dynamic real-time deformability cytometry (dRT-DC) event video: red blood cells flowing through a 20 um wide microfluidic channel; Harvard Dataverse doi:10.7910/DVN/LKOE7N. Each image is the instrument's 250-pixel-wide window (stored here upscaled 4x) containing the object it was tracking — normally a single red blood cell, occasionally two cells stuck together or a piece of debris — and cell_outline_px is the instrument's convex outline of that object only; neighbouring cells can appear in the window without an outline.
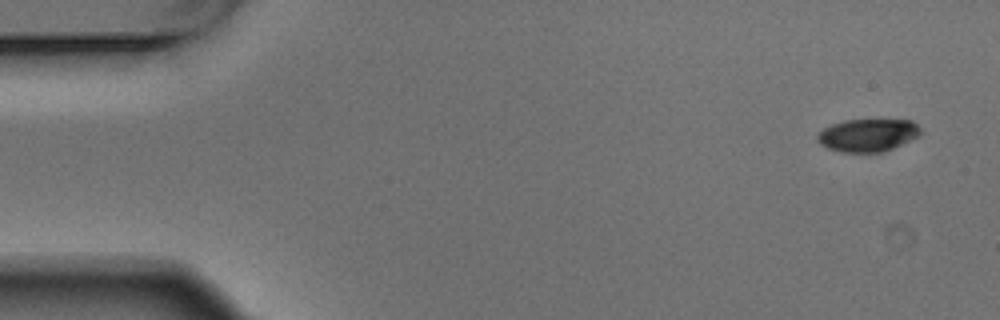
{"species": "Egyptian fruit bat (a non-hibernating species)", "species_latin": "Rousettus aegyptiacus", "temperature_condition": "warm", "stored_images_in_passage": 4, "camera_frame_rate_fps": 3000, "um_per_image_px": 0.085, "animal": {"sex": "male"}, "frame": {"image": 1, "passage_image": 1, "time_ms": 0.0, "image_size_px": [1000, 320], "cell_outline_px": [[924, 132], [920, 136], [892, 148], [880, 152], [840, 152], [828, 148], [820, 144], [816, 140], [816, 136], [824, 128], [832, 124], [844, 120], [912, 120]], "centroid_in_image_um": [73.77, 11.49], "position_along_channel_um": 11.2, "area_um2": 19.71}}
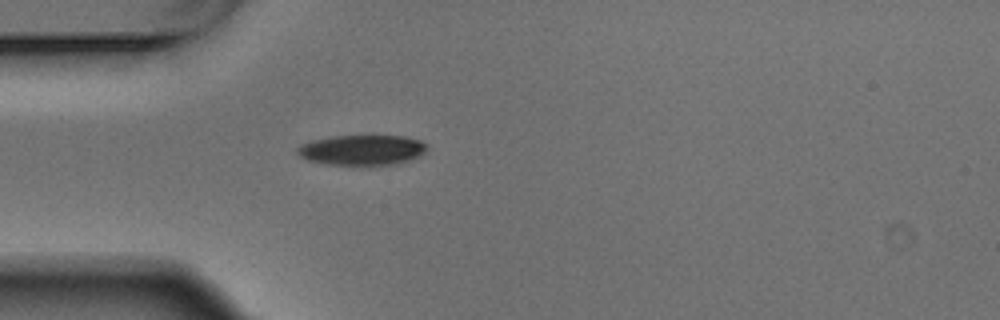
{"frame": {"image": 2, "passage_image": 4, "time_ms": 1.0, "image_size_px": [1000, 320], "cell_outline_px": [[428, 148], [420, 156], [396, 164], [324, 164], [308, 160], [300, 156], [296, 152], [296, 148], [300, 144], [312, 140], [332, 136], [372, 132], [404, 136], [420, 140], [428, 144]], "centroid_in_image_um": [30.79, 12.68], "position_along_channel_um": 54.2, "area_um2": 23.81}}